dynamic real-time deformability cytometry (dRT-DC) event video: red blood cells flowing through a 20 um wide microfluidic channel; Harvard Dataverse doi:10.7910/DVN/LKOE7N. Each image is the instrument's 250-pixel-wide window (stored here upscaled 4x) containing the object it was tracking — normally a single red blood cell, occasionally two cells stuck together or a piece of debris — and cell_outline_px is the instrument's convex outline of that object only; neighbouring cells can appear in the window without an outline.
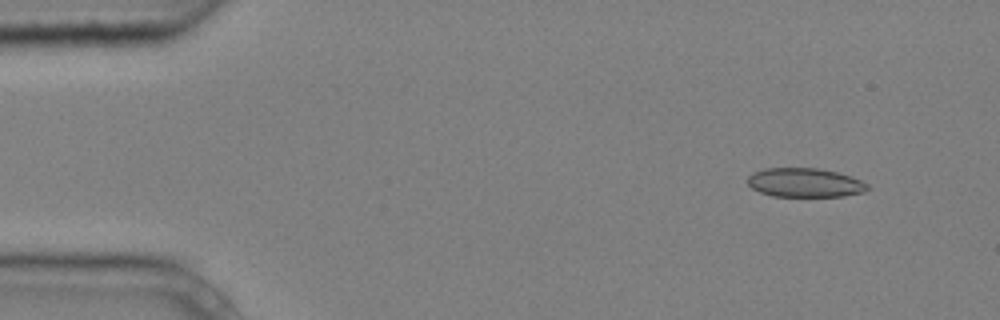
{"species": "common noctule bat (a hibernating species)", "species_latin": "Nyctalus noctula", "temperature_condition": "cold", "stored_images_in_passage": 5, "camera_frame_rate_fps": 3000, "um_per_image_px": 0.085, "animal": {"sex": "male", "body_mass_g": 20.4}, "frame": {"image": 1, "passage_image": 1, "time_ms": 0.0, "image_size_px": [1000, 320], "cell_outline_px": [[868, 188], [864, 192], [844, 196], [772, 196], [760, 192], [752, 188], [748, 184], [748, 176], [752, 172], [764, 168], [820, 168], [836, 172], [860, 180], [868, 184]], "centroid_in_image_um": [68.38, 15.52], "position_along_channel_um": 16.6, "area_um2": 20.23}}
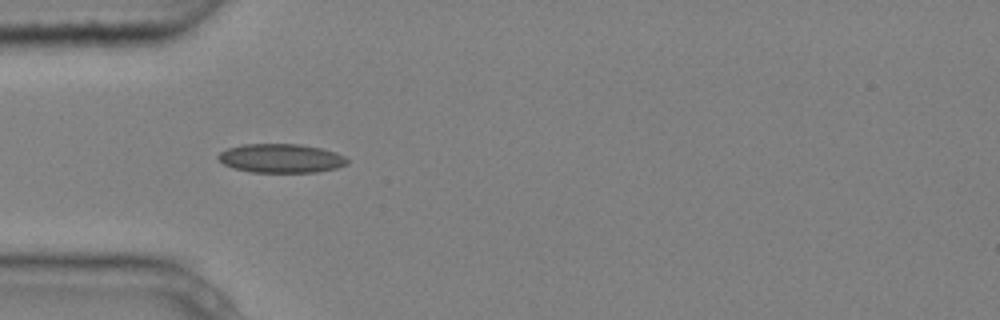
{"frame": {"image": 2, "passage_image": 4, "time_ms": 1.0, "image_size_px": [1000, 320], "cell_outline_px": [[348, 164], [336, 168], [316, 172], [252, 172], [232, 168], [224, 164], [216, 156], [220, 152], [228, 148], [244, 144], [300, 144], [320, 148], [336, 152], [344, 156], [348, 160]], "centroid_in_image_um": [23.89, 13.45], "position_along_channel_um": 61.1, "area_um2": 21.73}}
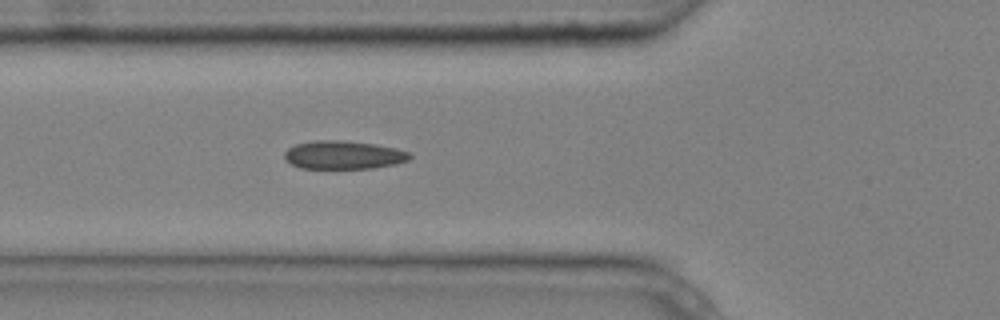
{"frame": {"image": 3, "passage_image": 5, "time_ms": 1.333, "image_size_px": [1000, 320], "cell_outline_px": [[412, 156], [408, 160], [396, 164], [372, 168], [300, 168], [292, 164], [284, 156], [284, 152], [288, 148], [296, 144], [316, 140], [348, 140], [376, 144], [396, 148], [408, 152]], "centroid_in_image_um": [29.21, 13.16], "position_along_channel_um": 96.6, "area_um2": 20.69}}